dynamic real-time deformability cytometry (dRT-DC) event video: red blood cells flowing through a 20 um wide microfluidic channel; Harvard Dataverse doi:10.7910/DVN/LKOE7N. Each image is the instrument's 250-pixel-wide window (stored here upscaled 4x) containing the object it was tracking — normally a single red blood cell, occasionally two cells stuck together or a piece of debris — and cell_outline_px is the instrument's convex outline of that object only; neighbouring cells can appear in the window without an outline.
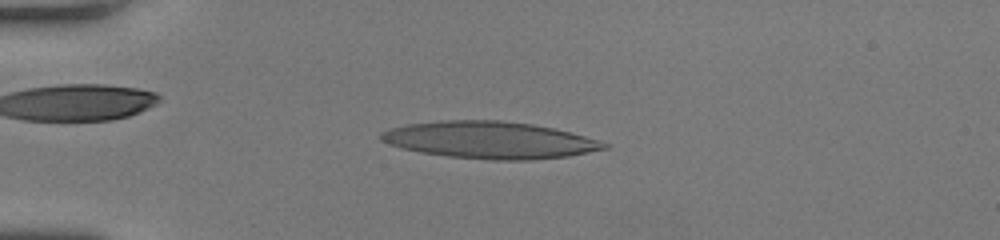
{"species": "human", "species_latin": "Homo sapiens", "temperature_condition": "room temperature", "stored_images_in_passage": 49, "camera_frame_rate_fps": 3000, "um_per_image_px": 0.085, "donor": {"sex": "female"}, "frame": {"image": 1, "passage_image": 13, "time_ms": 4.0, "image_size_px": [1000, 240], "cell_outline_px": [[612, 144], [608, 148], [568, 156], [528, 160], [492, 160], [448, 156], [420, 152], [400, 148], [388, 144], [380, 140], [380, 132], [388, 128], [408, 124], [440, 120], [500, 120], [532, 124], [552, 128], [600, 140]], "centroid_in_image_um": [41.6, 11.9], "position_along_channel_um": 43.4, "area_um2": 48.21}}
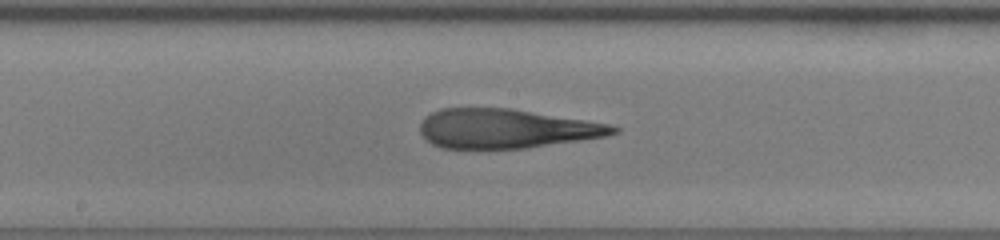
{"frame": {"image": 2, "passage_image": 27, "time_ms": 8.667, "image_size_px": [1000, 240], "cell_outline_px": [[620, 132], [604, 136], [528, 148], [444, 148], [432, 144], [420, 132], [420, 124], [424, 116], [440, 108], [508, 108], [584, 120], [608, 124], [620, 128]], "centroid_in_image_um": [42.98, 10.93], "position_along_channel_um": 205.2, "area_um2": 43.75}}
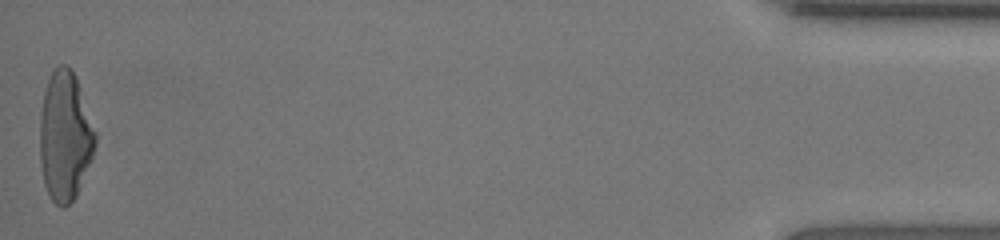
{"frame": {"image": 3, "passage_image": 49, "time_ms": 16.0, "image_size_px": [1000, 240], "cell_outline_px": [[96, 144], [92, 156], [80, 188], [76, 196], [64, 208], [60, 208], [52, 200], [44, 184], [40, 164], [40, 112], [44, 92], [48, 80], [52, 72], [60, 64], [68, 64], [76, 76], [96, 132]], "centroid_in_image_um": [5.52, 11.58], "position_along_channel_um": 429.7, "area_um2": 41.91}, "authors_computed_cell_mechanics": {"area_um2": 45.4308, "velocity_mm_per_s": 4.2805, "shape_relaxation_time_tau1_ms": null, "shape_relaxation_time_tau2_ms": 1.9806, "deformation_change_tau1": null, "deformation_change_tau2": 0.1447}}